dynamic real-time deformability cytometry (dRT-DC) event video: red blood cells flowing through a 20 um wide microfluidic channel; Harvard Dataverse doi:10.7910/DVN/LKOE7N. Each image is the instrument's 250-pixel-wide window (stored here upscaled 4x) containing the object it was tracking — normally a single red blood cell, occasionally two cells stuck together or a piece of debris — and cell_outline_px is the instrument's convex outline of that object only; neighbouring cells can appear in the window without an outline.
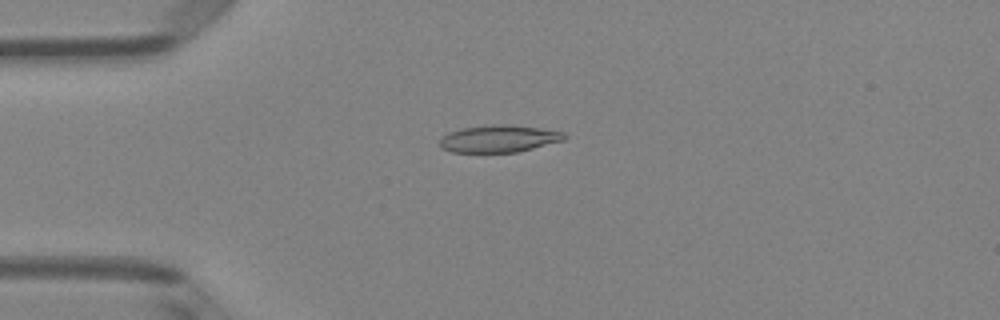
{"species": "Egyptian fruit bat (a non-hibernating species)", "species_latin": "Rousettus aegyptiacus", "temperature_condition": "room temperature", "stored_images_in_passage": 50, "camera_frame_rate_fps": 3000, "um_per_image_px": 0.085, "animal": {"sex": "female"}, "frame": {"image": 1, "passage_image": 13, "time_ms": 4.0, "image_size_px": [1000, 320], "cell_outline_px": [[568, 136], [564, 140], [516, 152], [452, 152], [440, 148], [440, 140], [448, 132], [460, 128], [496, 124], [504, 124], [540, 128], [564, 132]], "centroid_in_image_um": [42.39, 11.78], "position_along_channel_um": 42.6, "area_um2": 19.65}}
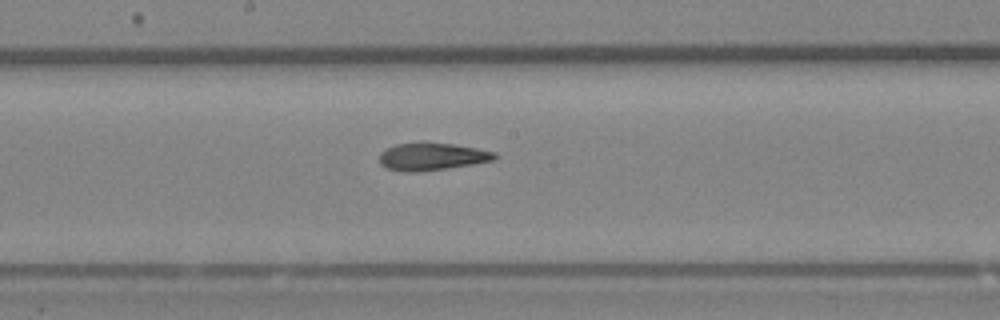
{"frame": {"image": 2, "passage_image": 27, "time_ms": 8.667, "image_size_px": [1000, 320], "cell_outline_px": [[496, 160], [448, 168], [416, 172], [404, 172], [384, 168], [380, 164], [380, 152], [396, 144], [452, 144], [476, 148], [496, 152]], "centroid_in_image_um": [36.71, 13.34], "position_along_channel_um": 211.5, "area_um2": 18.09}}
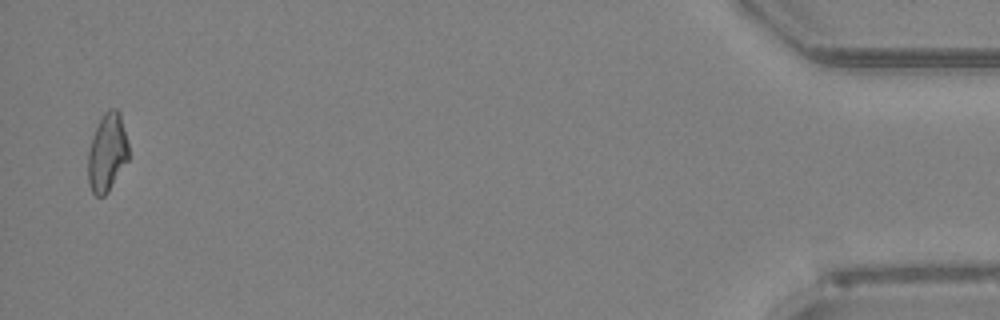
{"frame": {"image": 3, "passage_image": 49, "time_ms": 16.0, "image_size_px": [1000, 320], "cell_outline_px": [[128, 160], [108, 192], [104, 196], [96, 196], [92, 192], [88, 180], [88, 152], [92, 136], [104, 112], [108, 108], [116, 108], [120, 112], [128, 144]], "centroid_in_image_um": [9.11, 12.96], "position_along_channel_um": 426.1, "area_um2": 18.44}, "authors_computed_cell_mechanics": {"area_um2": 18.9006, "velocity_mm_per_s": 4.113, "shape_relaxation_time_tau1_ms": null, "shape_relaxation_time_tau2_ms": 3.3378, "deformation_change_tau1": null, "deformation_change_tau2": 0.1243}}